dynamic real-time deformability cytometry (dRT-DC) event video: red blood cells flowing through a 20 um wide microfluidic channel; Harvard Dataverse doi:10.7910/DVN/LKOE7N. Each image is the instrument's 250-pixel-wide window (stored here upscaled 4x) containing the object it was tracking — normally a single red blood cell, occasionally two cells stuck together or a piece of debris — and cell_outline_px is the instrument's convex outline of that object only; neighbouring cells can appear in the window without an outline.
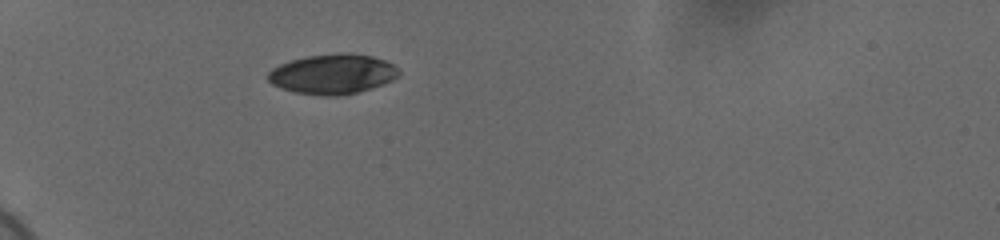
{"species": "human", "species_latin": "Homo sapiens", "temperature_condition": "cold", "stored_images_in_passage": 39, "camera_frame_rate_fps": 3000, "um_per_image_px": 0.085, "donor": {"sex": "female"}, "frame": {"image": 1, "passage_image": 1, "time_ms": 0.0, "image_size_px": [1000, 240], "cell_outline_px": [[400, 72], [392, 80], [356, 92], [336, 96], [328, 96], [296, 92], [280, 88], [272, 84], [268, 80], [268, 72], [272, 68], [280, 64], [292, 60], [308, 56], [340, 52], [348, 52], [372, 56], [384, 60], [392, 64]], "centroid_in_image_um": [28.24, 6.28], "position_along_channel_um": 56.8, "area_um2": 30.06}}
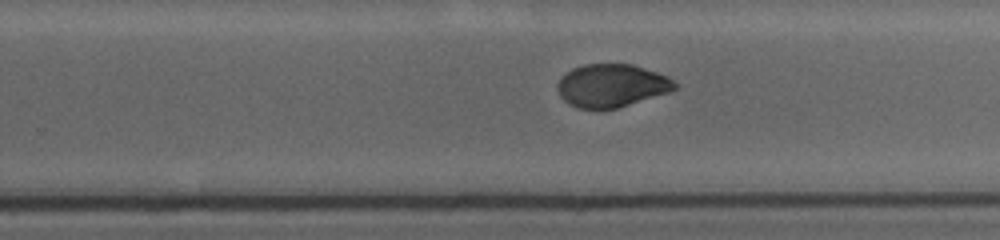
{"frame": {"image": 2, "passage_image": 21, "time_ms": 6.667, "image_size_px": [1000, 240], "cell_outline_px": [[676, 88], [668, 92], [616, 108], [576, 108], [568, 104], [560, 96], [556, 88], [556, 84], [560, 76], [572, 68], [584, 64], [632, 64], [668, 76], [676, 84]], "centroid_in_image_um": [51.92, 7.26], "position_along_channel_um": 277.9, "area_um2": 29.25}}
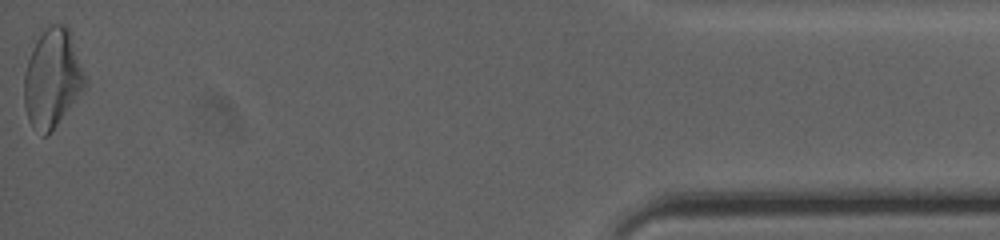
{"frame": {"image": 3, "passage_image": 39, "time_ms": 12.667, "image_size_px": [1000, 240], "cell_outline_px": [[88, 84], [48, 136], [44, 136], [28, 120], [24, 104], [24, 72], [32, 48], [36, 40], [52, 24], [64, 24], [68, 28], [88, 80]], "centroid_in_image_um": [4.46, 6.67], "position_along_channel_um": 430.7, "area_um2": 34.68}, "authors_computed_cell_mechanics": {"area_um2": 30.9808, "velocity_mm_per_s": 3.6998, "shape_relaxation_time_tau1_ms": 4.7311, "shape_relaxation_time_tau2_ms": 1.6241, "deformation_change_tau1": 0.1601, "deformation_change_tau2": 0.0442}}